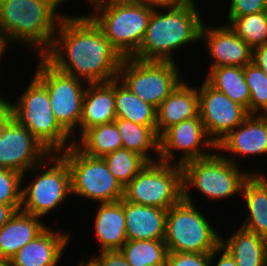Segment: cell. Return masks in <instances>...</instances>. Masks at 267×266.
<instances>
[{"instance_id":"1","label":"cell","mask_w":267,"mask_h":266,"mask_svg":"<svg viewBox=\"0 0 267 266\" xmlns=\"http://www.w3.org/2000/svg\"><path fill=\"white\" fill-rule=\"evenodd\" d=\"M56 70L88 84L118 78L123 57L88 15H65L42 56Z\"/></svg>"},{"instance_id":"2","label":"cell","mask_w":267,"mask_h":266,"mask_svg":"<svg viewBox=\"0 0 267 266\" xmlns=\"http://www.w3.org/2000/svg\"><path fill=\"white\" fill-rule=\"evenodd\" d=\"M63 2L0 0V36L10 46L23 44L42 57L51 48L58 25L66 15L58 9Z\"/></svg>"},{"instance_id":"3","label":"cell","mask_w":267,"mask_h":266,"mask_svg":"<svg viewBox=\"0 0 267 266\" xmlns=\"http://www.w3.org/2000/svg\"><path fill=\"white\" fill-rule=\"evenodd\" d=\"M196 5L195 0H182L169 8H153L145 36L133 58L175 62L172 55L175 50L199 43L204 21Z\"/></svg>"},{"instance_id":"4","label":"cell","mask_w":267,"mask_h":266,"mask_svg":"<svg viewBox=\"0 0 267 266\" xmlns=\"http://www.w3.org/2000/svg\"><path fill=\"white\" fill-rule=\"evenodd\" d=\"M17 102L0 97V107L26 127L51 153H61L74 144L71 135L56 120L47 89L33 76Z\"/></svg>"},{"instance_id":"5","label":"cell","mask_w":267,"mask_h":266,"mask_svg":"<svg viewBox=\"0 0 267 266\" xmlns=\"http://www.w3.org/2000/svg\"><path fill=\"white\" fill-rule=\"evenodd\" d=\"M88 16L123 58L133 57L139 50L152 9L131 0H93Z\"/></svg>"},{"instance_id":"6","label":"cell","mask_w":267,"mask_h":266,"mask_svg":"<svg viewBox=\"0 0 267 266\" xmlns=\"http://www.w3.org/2000/svg\"><path fill=\"white\" fill-rule=\"evenodd\" d=\"M181 167L183 199L186 201L193 200L189 192L191 187L197 188L210 200L236 196L241 193L243 182L251 173H260L255 169L250 172L240 169V165L226 159L217 150L207 157L188 161Z\"/></svg>"},{"instance_id":"7","label":"cell","mask_w":267,"mask_h":266,"mask_svg":"<svg viewBox=\"0 0 267 266\" xmlns=\"http://www.w3.org/2000/svg\"><path fill=\"white\" fill-rule=\"evenodd\" d=\"M194 204L182 198L168 209L164 237L168 252L211 253L220 246L221 234Z\"/></svg>"},{"instance_id":"8","label":"cell","mask_w":267,"mask_h":266,"mask_svg":"<svg viewBox=\"0 0 267 266\" xmlns=\"http://www.w3.org/2000/svg\"><path fill=\"white\" fill-rule=\"evenodd\" d=\"M52 165V166H51ZM44 168V169H43ZM38 169L39 174H38ZM37 172L29 185L22 188L21 211L44 218L72 195L71 173L66 160L59 153L50 154L30 169Z\"/></svg>"},{"instance_id":"9","label":"cell","mask_w":267,"mask_h":266,"mask_svg":"<svg viewBox=\"0 0 267 266\" xmlns=\"http://www.w3.org/2000/svg\"><path fill=\"white\" fill-rule=\"evenodd\" d=\"M178 67L176 62L143 61L129 57L123 59L118 79L142 101L157 109L183 82Z\"/></svg>"},{"instance_id":"10","label":"cell","mask_w":267,"mask_h":266,"mask_svg":"<svg viewBox=\"0 0 267 266\" xmlns=\"http://www.w3.org/2000/svg\"><path fill=\"white\" fill-rule=\"evenodd\" d=\"M183 198L182 167L148 163L125 187L126 201L168 210Z\"/></svg>"},{"instance_id":"11","label":"cell","mask_w":267,"mask_h":266,"mask_svg":"<svg viewBox=\"0 0 267 266\" xmlns=\"http://www.w3.org/2000/svg\"><path fill=\"white\" fill-rule=\"evenodd\" d=\"M59 154L70 169L72 195L97 203L116 202L123 198L124 187L110 172L103 158L88 156L74 144Z\"/></svg>"},{"instance_id":"12","label":"cell","mask_w":267,"mask_h":266,"mask_svg":"<svg viewBox=\"0 0 267 266\" xmlns=\"http://www.w3.org/2000/svg\"><path fill=\"white\" fill-rule=\"evenodd\" d=\"M39 58L33 76L47 89L56 120L75 142L74 129L79 128L88 83L56 70L43 57Z\"/></svg>"},{"instance_id":"13","label":"cell","mask_w":267,"mask_h":266,"mask_svg":"<svg viewBox=\"0 0 267 266\" xmlns=\"http://www.w3.org/2000/svg\"><path fill=\"white\" fill-rule=\"evenodd\" d=\"M52 154L26 127L18 124L0 107V168L22 174Z\"/></svg>"},{"instance_id":"14","label":"cell","mask_w":267,"mask_h":266,"mask_svg":"<svg viewBox=\"0 0 267 266\" xmlns=\"http://www.w3.org/2000/svg\"><path fill=\"white\" fill-rule=\"evenodd\" d=\"M176 150L183 153L175 162ZM210 150L215 151L216 144L208 137L199 115L172 125L159 136V161L163 163L182 166L188 161L211 155L213 152Z\"/></svg>"},{"instance_id":"15","label":"cell","mask_w":267,"mask_h":266,"mask_svg":"<svg viewBox=\"0 0 267 266\" xmlns=\"http://www.w3.org/2000/svg\"><path fill=\"white\" fill-rule=\"evenodd\" d=\"M203 81L198 87L199 116L208 137L217 144L250 114L243 106Z\"/></svg>"},{"instance_id":"16","label":"cell","mask_w":267,"mask_h":266,"mask_svg":"<svg viewBox=\"0 0 267 266\" xmlns=\"http://www.w3.org/2000/svg\"><path fill=\"white\" fill-rule=\"evenodd\" d=\"M205 42L212 58L209 69L220 66L244 67L252 62V48L228 25L207 27L202 24L200 43Z\"/></svg>"},{"instance_id":"17","label":"cell","mask_w":267,"mask_h":266,"mask_svg":"<svg viewBox=\"0 0 267 266\" xmlns=\"http://www.w3.org/2000/svg\"><path fill=\"white\" fill-rule=\"evenodd\" d=\"M216 150L228 152L221 155L236 165L239 164L234 158L237 155L267 156V122L258 114H250L216 144Z\"/></svg>"},{"instance_id":"18","label":"cell","mask_w":267,"mask_h":266,"mask_svg":"<svg viewBox=\"0 0 267 266\" xmlns=\"http://www.w3.org/2000/svg\"><path fill=\"white\" fill-rule=\"evenodd\" d=\"M70 232L56 231L47 226L9 260L10 266H58L68 246Z\"/></svg>"},{"instance_id":"19","label":"cell","mask_w":267,"mask_h":266,"mask_svg":"<svg viewBox=\"0 0 267 266\" xmlns=\"http://www.w3.org/2000/svg\"><path fill=\"white\" fill-rule=\"evenodd\" d=\"M199 115L198 87L184 80L156 109V133L160 136L172 125Z\"/></svg>"},{"instance_id":"20","label":"cell","mask_w":267,"mask_h":266,"mask_svg":"<svg viewBox=\"0 0 267 266\" xmlns=\"http://www.w3.org/2000/svg\"><path fill=\"white\" fill-rule=\"evenodd\" d=\"M115 79L107 83H93L86 86L83 99L79 136L97 125L112 123L116 119Z\"/></svg>"},{"instance_id":"21","label":"cell","mask_w":267,"mask_h":266,"mask_svg":"<svg viewBox=\"0 0 267 266\" xmlns=\"http://www.w3.org/2000/svg\"><path fill=\"white\" fill-rule=\"evenodd\" d=\"M167 212L124 199L127 240H164Z\"/></svg>"},{"instance_id":"22","label":"cell","mask_w":267,"mask_h":266,"mask_svg":"<svg viewBox=\"0 0 267 266\" xmlns=\"http://www.w3.org/2000/svg\"><path fill=\"white\" fill-rule=\"evenodd\" d=\"M46 227L40 217L21 210L17 211L0 228V262L8 263L18 250L37 237Z\"/></svg>"},{"instance_id":"23","label":"cell","mask_w":267,"mask_h":266,"mask_svg":"<svg viewBox=\"0 0 267 266\" xmlns=\"http://www.w3.org/2000/svg\"><path fill=\"white\" fill-rule=\"evenodd\" d=\"M240 196L248 210L240 227L267 239V175L251 173L243 182Z\"/></svg>"},{"instance_id":"24","label":"cell","mask_w":267,"mask_h":266,"mask_svg":"<svg viewBox=\"0 0 267 266\" xmlns=\"http://www.w3.org/2000/svg\"><path fill=\"white\" fill-rule=\"evenodd\" d=\"M95 216V236L100 251L120 250L127 241L124 215V199L100 203Z\"/></svg>"},{"instance_id":"25","label":"cell","mask_w":267,"mask_h":266,"mask_svg":"<svg viewBox=\"0 0 267 266\" xmlns=\"http://www.w3.org/2000/svg\"><path fill=\"white\" fill-rule=\"evenodd\" d=\"M238 228L227 238L221 236L220 245L233 257L237 266H267V239Z\"/></svg>"},{"instance_id":"26","label":"cell","mask_w":267,"mask_h":266,"mask_svg":"<svg viewBox=\"0 0 267 266\" xmlns=\"http://www.w3.org/2000/svg\"><path fill=\"white\" fill-rule=\"evenodd\" d=\"M114 122L123 148L140 154L149 163L159 161V136L156 126H143L122 118H116ZM150 151H153L156 160L149 154Z\"/></svg>"},{"instance_id":"27","label":"cell","mask_w":267,"mask_h":266,"mask_svg":"<svg viewBox=\"0 0 267 266\" xmlns=\"http://www.w3.org/2000/svg\"><path fill=\"white\" fill-rule=\"evenodd\" d=\"M208 70L204 80L211 87L228 96L233 102L243 106L249 113L250 89L244 78L243 67L230 65Z\"/></svg>"},{"instance_id":"28","label":"cell","mask_w":267,"mask_h":266,"mask_svg":"<svg viewBox=\"0 0 267 266\" xmlns=\"http://www.w3.org/2000/svg\"><path fill=\"white\" fill-rule=\"evenodd\" d=\"M79 138H76L74 145L84 154L95 158H103L123 148L115 122L87 129Z\"/></svg>"},{"instance_id":"29","label":"cell","mask_w":267,"mask_h":266,"mask_svg":"<svg viewBox=\"0 0 267 266\" xmlns=\"http://www.w3.org/2000/svg\"><path fill=\"white\" fill-rule=\"evenodd\" d=\"M116 117L143 126H156V108L142 101L118 78L115 79Z\"/></svg>"},{"instance_id":"30","label":"cell","mask_w":267,"mask_h":266,"mask_svg":"<svg viewBox=\"0 0 267 266\" xmlns=\"http://www.w3.org/2000/svg\"><path fill=\"white\" fill-rule=\"evenodd\" d=\"M120 251L130 266H166L164 240H127Z\"/></svg>"},{"instance_id":"31","label":"cell","mask_w":267,"mask_h":266,"mask_svg":"<svg viewBox=\"0 0 267 266\" xmlns=\"http://www.w3.org/2000/svg\"><path fill=\"white\" fill-rule=\"evenodd\" d=\"M114 177L125 187L149 162L140 154L125 148L103 157Z\"/></svg>"},{"instance_id":"32","label":"cell","mask_w":267,"mask_h":266,"mask_svg":"<svg viewBox=\"0 0 267 266\" xmlns=\"http://www.w3.org/2000/svg\"><path fill=\"white\" fill-rule=\"evenodd\" d=\"M228 24L252 49L267 43V11L227 17Z\"/></svg>"},{"instance_id":"33","label":"cell","mask_w":267,"mask_h":266,"mask_svg":"<svg viewBox=\"0 0 267 266\" xmlns=\"http://www.w3.org/2000/svg\"><path fill=\"white\" fill-rule=\"evenodd\" d=\"M243 72L250 89L249 114H259L267 106V75L252 62Z\"/></svg>"},{"instance_id":"34","label":"cell","mask_w":267,"mask_h":266,"mask_svg":"<svg viewBox=\"0 0 267 266\" xmlns=\"http://www.w3.org/2000/svg\"><path fill=\"white\" fill-rule=\"evenodd\" d=\"M22 174L6 168H0V204L21 205ZM22 185V186H21Z\"/></svg>"},{"instance_id":"35","label":"cell","mask_w":267,"mask_h":266,"mask_svg":"<svg viewBox=\"0 0 267 266\" xmlns=\"http://www.w3.org/2000/svg\"><path fill=\"white\" fill-rule=\"evenodd\" d=\"M166 266H210V253L168 252Z\"/></svg>"},{"instance_id":"36","label":"cell","mask_w":267,"mask_h":266,"mask_svg":"<svg viewBox=\"0 0 267 266\" xmlns=\"http://www.w3.org/2000/svg\"><path fill=\"white\" fill-rule=\"evenodd\" d=\"M228 17H241L267 11V0H230Z\"/></svg>"},{"instance_id":"37","label":"cell","mask_w":267,"mask_h":266,"mask_svg":"<svg viewBox=\"0 0 267 266\" xmlns=\"http://www.w3.org/2000/svg\"><path fill=\"white\" fill-rule=\"evenodd\" d=\"M99 254L86 262L90 266H130L120 250H105Z\"/></svg>"},{"instance_id":"38","label":"cell","mask_w":267,"mask_h":266,"mask_svg":"<svg viewBox=\"0 0 267 266\" xmlns=\"http://www.w3.org/2000/svg\"><path fill=\"white\" fill-rule=\"evenodd\" d=\"M219 253H222V255L219 256V260H217V262H216V260H215L216 258L215 257H218ZM211 265L212 266H237V264L235 263L233 257L221 245L218 246L217 248H215L210 253V266Z\"/></svg>"},{"instance_id":"39","label":"cell","mask_w":267,"mask_h":266,"mask_svg":"<svg viewBox=\"0 0 267 266\" xmlns=\"http://www.w3.org/2000/svg\"><path fill=\"white\" fill-rule=\"evenodd\" d=\"M252 63L267 75V43L252 49Z\"/></svg>"},{"instance_id":"40","label":"cell","mask_w":267,"mask_h":266,"mask_svg":"<svg viewBox=\"0 0 267 266\" xmlns=\"http://www.w3.org/2000/svg\"><path fill=\"white\" fill-rule=\"evenodd\" d=\"M20 209L21 205L0 204V228L5 225Z\"/></svg>"},{"instance_id":"41","label":"cell","mask_w":267,"mask_h":266,"mask_svg":"<svg viewBox=\"0 0 267 266\" xmlns=\"http://www.w3.org/2000/svg\"><path fill=\"white\" fill-rule=\"evenodd\" d=\"M151 8H169L178 5L182 0H131Z\"/></svg>"},{"instance_id":"42","label":"cell","mask_w":267,"mask_h":266,"mask_svg":"<svg viewBox=\"0 0 267 266\" xmlns=\"http://www.w3.org/2000/svg\"><path fill=\"white\" fill-rule=\"evenodd\" d=\"M8 43H7V41L3 38V37H1L0 36V63L2 62V58H3V56H5L4 54H5V50H6V48H8ZM0 67H1V65H0ZM0 97H1V93H0Z\"/></svg>"},{"instance_id":"43","label":"cell","mask_w":267,"mask_h":266,"mask_svg":"<svg viewBox=\"0 0 267 266\" xmlns=\"http://www.w3.org/2000/svg\"><path fill=\"white\" fill-rule=\"evenodd\" d=\"M258 115L267 122V106Z\"/></svg>"},{"instance_id":"44","label":"cell","mask_w":267,"mask_h":266,"mask_svg":"<svg viewBox=\"0 0 267 266\" xmlns=\"http://www.w3.org/2000/svg\"><path fill=\"white\" fill-rule=\"evenodd\" d=\"M77 266H90L86 261L85 259L83 258L80 263L78 262V265Z\"/></svg>"},{"instance_id":"45","label":"cell","mask_w":267,"mask_h":266,"mask_svg":"<svg viewBox=\"0 0 267 266\" xmlns=\"http://www.w3.org/2000/svg\"><path fill=\"white\" fill-rule=\"evenodd\" d=\"M0 266H10V265L6 262H0Z\"/></svg>"}]
</instances>
